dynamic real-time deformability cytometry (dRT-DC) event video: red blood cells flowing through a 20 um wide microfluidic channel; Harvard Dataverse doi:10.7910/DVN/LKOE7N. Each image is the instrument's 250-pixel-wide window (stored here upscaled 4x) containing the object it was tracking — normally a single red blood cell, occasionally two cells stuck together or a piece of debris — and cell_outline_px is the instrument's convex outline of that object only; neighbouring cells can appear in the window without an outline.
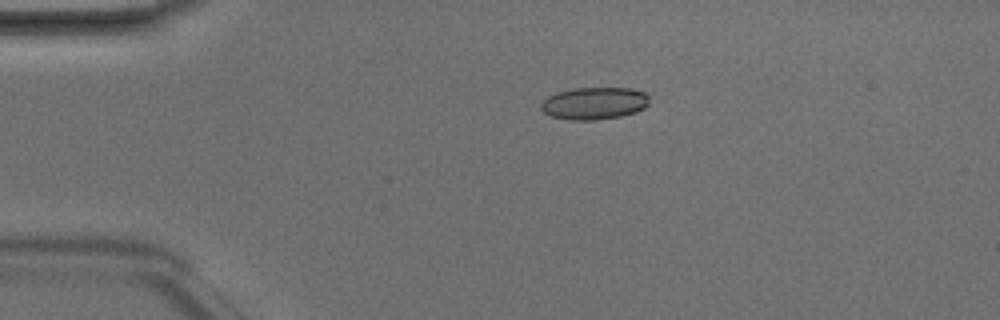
{"species": "Egyptian fruit bat (a non-hibernating species)", "species_latin": "Rousettus aegyptiacus", "temperature_condition": "room temperature", "stored_images_in_passage": 3, "camera_frame_rate_fps": 3000, "um_per_image_px": 0.085, "animal": {"sex": "male"}, "frame": {"image": 1, "passage_image": 2, "time_ms": 0.333, "image_size_px": [1000, 320], "cell_outline_px": [[648, 104], [644, 108], [636, 112], [620, 116], [596, 120], [568, 120], [552, 116], [544, 112], [540, 108], [540, 104], [548, 96], [556, 92], [572, 88], [632, 88], [644, 92], [648, 96]], "centroid_in_image_um": [50.5, 8.78], "position_along_channel_um": 34.5, "area_um2": 20.46}}